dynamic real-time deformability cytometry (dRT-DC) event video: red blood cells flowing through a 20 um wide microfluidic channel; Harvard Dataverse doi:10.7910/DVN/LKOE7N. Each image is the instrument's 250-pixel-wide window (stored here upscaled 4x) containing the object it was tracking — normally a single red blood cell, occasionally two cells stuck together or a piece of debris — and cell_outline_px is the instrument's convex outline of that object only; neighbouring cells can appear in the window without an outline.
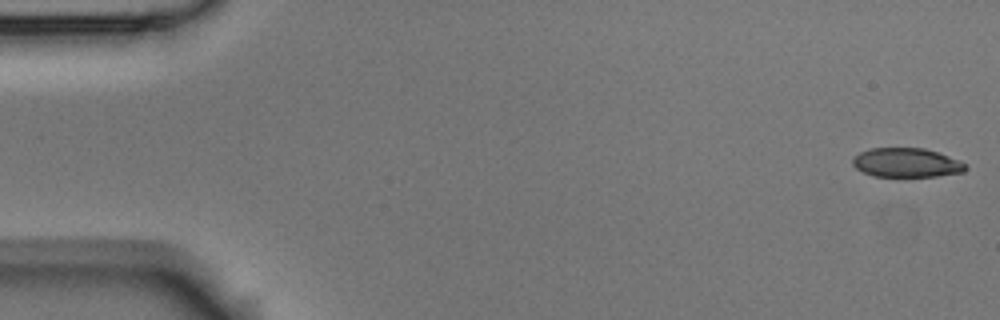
{"species": "Egyptian fruit bat (a non-hibernating species)", "species_latin": "Rousettus aegyptiacus", "temperature_condition": "room temperature", "stored_images_in_passage": 5, "camera_frame_rate_fps": 3000, "um_per_image_px": 0.085, "animal": {"sex": "male"}, "frame": {"image": 1, "passage_image": 1, "time_ms": 0.0, "image_size_px": [1000, 320], "cell_outline_px": [[968, 168], [964, 172], [936, 176], [872, 176], [856, 168], [852, 164], [852, 156], [860, 152], [872, 148], [924, 148], [960, 160]], "centroid_in_image_um": [77.03, 13.82], "position_along_channel_um": 8.0, "area_um2": 19.13}}